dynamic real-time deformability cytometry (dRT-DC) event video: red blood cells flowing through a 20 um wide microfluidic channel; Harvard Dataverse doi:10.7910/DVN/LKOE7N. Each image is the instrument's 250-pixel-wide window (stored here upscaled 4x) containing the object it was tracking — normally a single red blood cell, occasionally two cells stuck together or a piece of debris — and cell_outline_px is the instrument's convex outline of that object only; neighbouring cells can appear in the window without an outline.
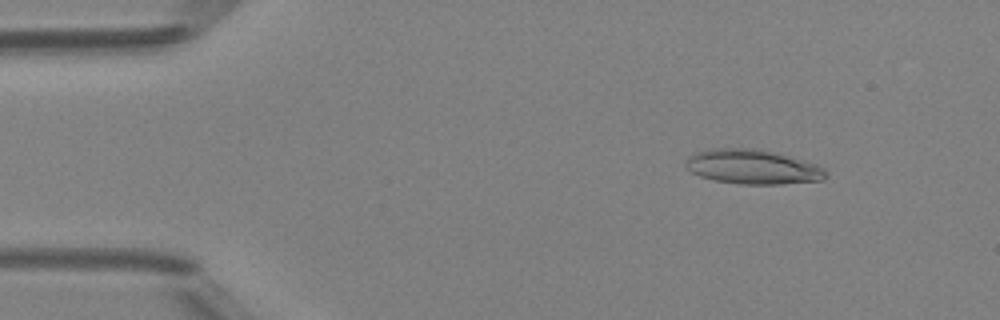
{"species": "Egyptian fruit bat (a non-hibernating species)", "species_latin": "Rousettus aegyptiacus", "temperature_condition": "room temperature", "stored_images_in_passage": 49, "camera_frame_rate_fps": 3000, "um_per_image_px": 0.085, "animal": {"sex": "female"}, "frame": {"image": 1, "passage_image": 6, "time_ms": 1.667, "image_size_px": [1000, 320], "cell_outline_px": [[828, 176], [824, 180], [780, 184], [740, 184], [716, 180], [700, 176], [692, 172], [684, 164], [688, 156], [696, 152], [712, 148], [760, 148], [804, 160], [816, 164], [824, 168]], "centroid_in_image_um": [63.99, 14.17], "position_along_channel_um": 21.0, "area_um2": 28.32}}
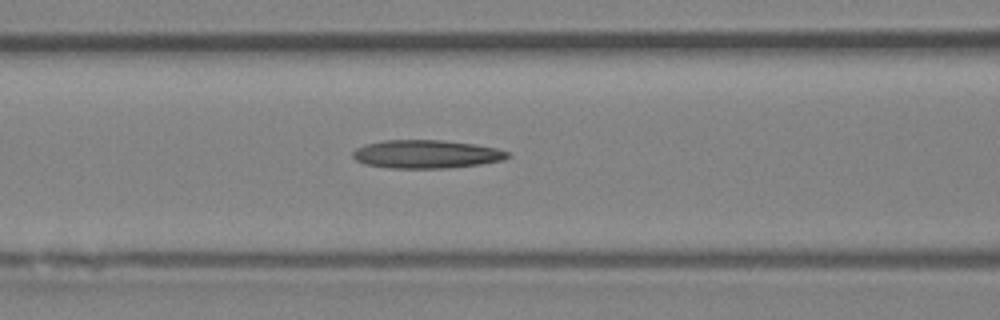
{"frame": {"image": 2, "passage_image": 20, "time_ms": 6.333, "image_size_px": [1000, 320], "cell_outline_px": [[508, 156], [504, 160], [480, 164], [444, 168], [388, 168], [364, 164], [356, 160], [352, 156], [352, 152], [356, 148], [364, 144], [384, 140], [444, 140], [476, 144], [496, 148], [508, 152]], "centroid_in_image_um": [36.2, 13.1], "position_along_channel_um": 130.4, "area_um2": 25.61}}
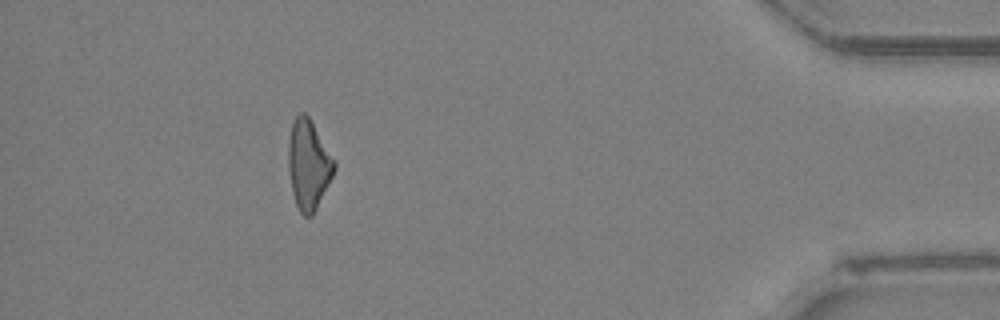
{"frame": {"image": 3, "passage_image": 44, "time_ms": 14.333, "image_size_px": [1000, 320], "cell_outline_px": [[336, 168], [312, 216], [304, 216], [300, 212], [296, 204], [292, 192], [288, 168], [288, 140], [292, 120], [300, 112], [304, 112], [308, 116], [336, 160]], "centroid_in_image_um": [26.21, 13.96], "position_along_channel_um": 409.0, "area_um2": 23.99}}